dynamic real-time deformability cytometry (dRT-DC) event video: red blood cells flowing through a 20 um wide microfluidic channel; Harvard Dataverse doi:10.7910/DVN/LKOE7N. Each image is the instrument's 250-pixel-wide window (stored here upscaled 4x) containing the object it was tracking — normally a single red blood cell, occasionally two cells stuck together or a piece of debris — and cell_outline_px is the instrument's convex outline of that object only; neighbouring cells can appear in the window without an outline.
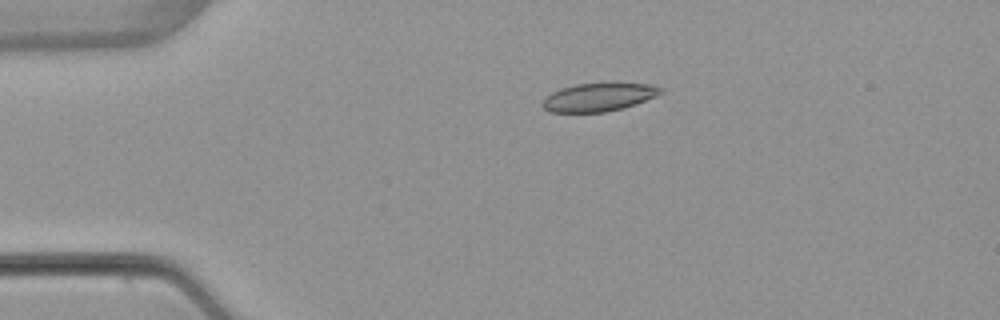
{"species": "common noctule bat (a hibernating species)", "species_latin": "Nyctalus noctula", "temperature_condition": "warm", "stored_images_in_passage": 5, "camera_frame_rate_fps": 3000, "um_per_image_px": 0.085, "animal": {"sex": "female", "body_mass_g": 22.7, "forearm_length_mm": 54.2}, "frame": {"image": 1, "passage_image": 4, "time_ms": 3.667, "image_size_px": [1000, 320], "cell_outline_px": [[664, 92], [656, 96], [636, 104], [624, 108], [604, 112], [548, 112], [540, 104], [552, 92], [560, 88], [576, 84], [612, 80], [652, 84], [660, 88]], "centroid_in_image_um": [50.94, 8.21], "position_along_channel_um": 34.1, "area_um2": 20.29}}